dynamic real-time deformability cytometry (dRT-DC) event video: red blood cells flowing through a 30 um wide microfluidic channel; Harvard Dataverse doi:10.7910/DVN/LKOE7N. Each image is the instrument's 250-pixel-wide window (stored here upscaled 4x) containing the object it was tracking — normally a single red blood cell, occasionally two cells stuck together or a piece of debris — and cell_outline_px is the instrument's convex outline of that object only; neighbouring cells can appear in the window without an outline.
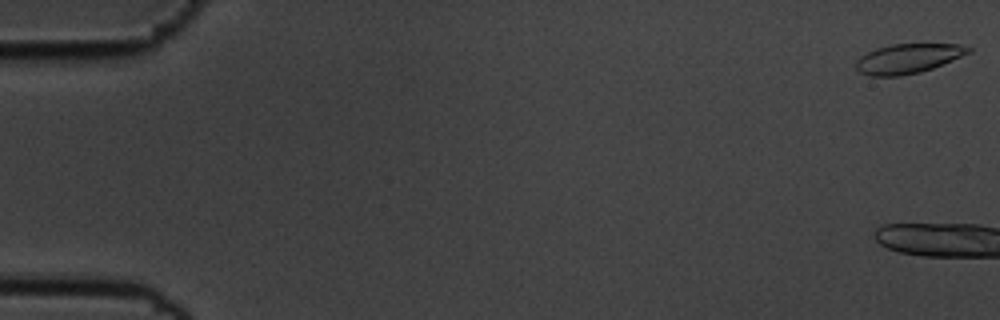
{"species": "common noctule bat (a hibernating species)", "species_latin": "Nyctalus noctula", "temperature_condition": "cold", "stored_images_in_passage": 8, "camera_frame_rate_fps": 3000, "um_per_image_px": 0.085, "animal": {"sex": "male", "body_mass_g": 19.5, "forearm_length_mm": 54.6}, "frame": {"image": 1, "passage_image": 1, "time_ms": 0.0, "image_size_px": [1000, 320], "cell_outline_px": [[972, 52], [932, 68], [920, 72], [900, 76], [868, 76], [860, 72], [856, 68], [856, 60], [860, 56], [876, 48], [892, 44], [960, 44], [972, 48]], "centroid_in_image_um": [77.18, 4.98], "position_along_channel_um": 7.8, "area_um2": 19.36}}